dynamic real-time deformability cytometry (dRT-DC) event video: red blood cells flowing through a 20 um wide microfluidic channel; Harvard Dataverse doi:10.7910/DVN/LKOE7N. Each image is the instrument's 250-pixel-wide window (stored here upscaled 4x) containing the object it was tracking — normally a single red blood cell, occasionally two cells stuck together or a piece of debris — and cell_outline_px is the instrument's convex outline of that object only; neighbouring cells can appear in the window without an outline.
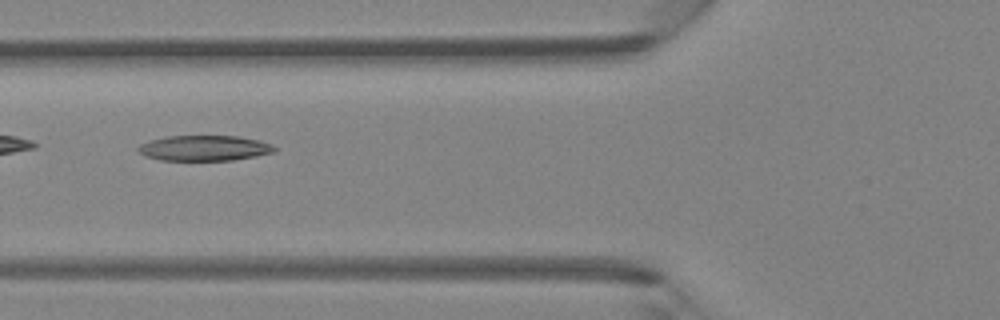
{"species": "Egyptian fruit bat (a non-hibernating species)", "species_latin": "Rousettus aegyptiacus", "temperature_condition": "room temperature", "stored_images_in_passage": 40, "camera_frame_rate_fps": 3000, "um_per_image_px": 0.085, "animal": {"sex": "female"}, "frame": {"image": 1, "passage_image": 12, "time_ms": 3.667, "image_size_px": [1000, 320], "cell_outline_px": [[276, 152], [256, 156], [232, 160], [160, 160], [148, 156], [140, 152], [136, 148], [140, 144], [152, 140], [168, 136], [236, 136], [260, 140], [272, 144], [276, 148]], "centroid_in_image_um": [17.42, 12.58], "position_along_channel_um": 108.4, "area_um2": 20.06}}
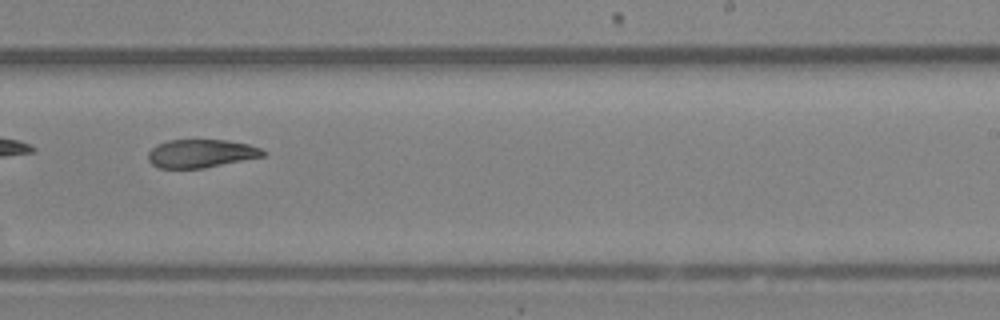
{"frame": {"image": 2, "passage_image": 23, "time_ms": 7.333, "image_size_px": [1000, 320], "cell_outline_px": [[268, 152], [264, 156], [204, 168], [156, 168], [148, 160], [148, 152], [156, 144], [168, 140], [224, 140], [248, 144], [260, 148]], "centroid_in_image_um": [17.06, 13.05], "position_along_channel_um": 271.9, "area_um2": 18.96}}